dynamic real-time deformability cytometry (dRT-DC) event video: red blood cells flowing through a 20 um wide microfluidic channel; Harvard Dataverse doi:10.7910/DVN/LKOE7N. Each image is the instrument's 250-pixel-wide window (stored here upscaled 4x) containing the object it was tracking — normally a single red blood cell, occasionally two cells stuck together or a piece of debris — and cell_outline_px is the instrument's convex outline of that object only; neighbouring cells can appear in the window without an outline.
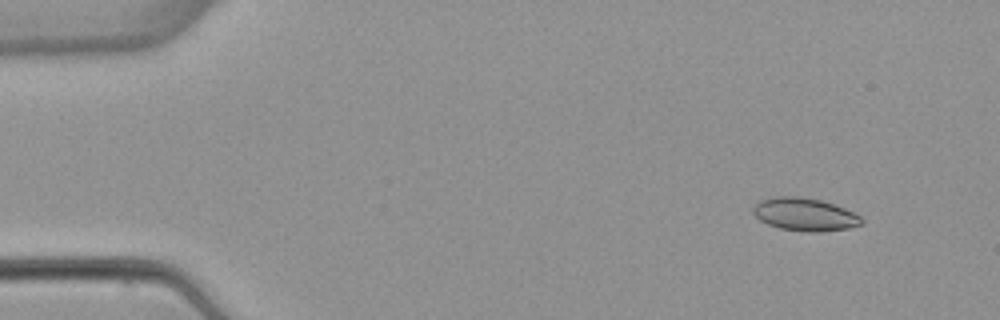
{"species": "common noctule bat (a hibernating species)", "species_latin": "Nyctalus noctula", "temperature_condition": "warm", "stored_images_in_passage": 6, "camera_frame_rate_fps": 3000, "um_per_image_px": 0.085, "animal": {"sex": "female", "body_mass_g": 22.7, "forearm_length_mm": 54.2}, "frame": {"image": 1, "passage_image": 1, "time_ms": 0.0, "image_size_px": [1000, 320], "cell_outline_px": [[864, 224], [848, 228], [820, 232], [804, 232], [780, 228], [768, 224], [760, 220], [752, 212], [752, 208], [760, 200], [776, 196], [800, 196], [820, 200], [844, 208], [860, 216], [864, 220]], "centroid_in_image_um": [68.4, 18.23], "position_along_channel_um": 16.6, "area_um2": 20.81}}
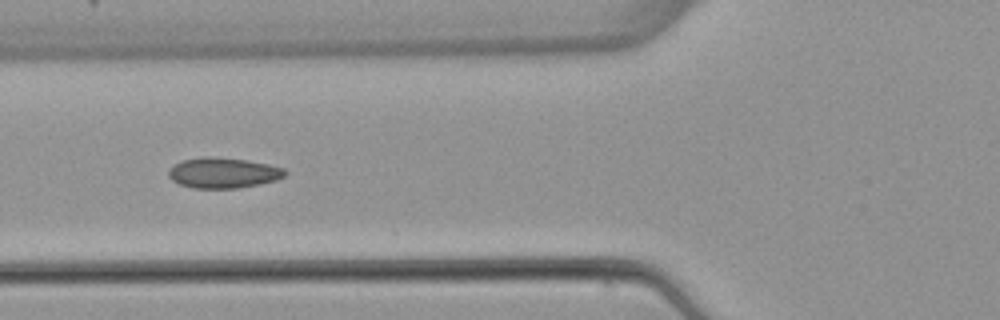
{"frame": {"image": 2, "passage_image": 5, "time_ms": 5.0, "image_size_px": [1000, 320], "cell_outline_px": [[288, 172], [284, 176], [276, 180], [260, 184], [236, 188], [192, 188], [180, 184], [172, 180], [168, 176], [168, 168], [184, 160], [204, 156], [208, 156], [248, 160], [268, 164], [284, 168]], "centroid_in_image_um": [18.98, 14.69], "position_along_channel_um": 106.8, "area_um2": 20.69}}
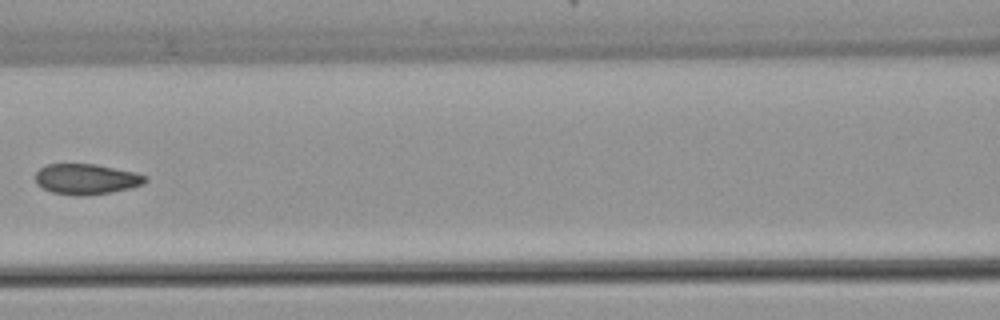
{"frame": {"image": 3, "passage_image": 6, "time_ms": 6.333, "image_size_px": [1000, 320], "cell_outline_px": [[148, 180], [144, 184], [112, 192], [88, 196], [76, 196], [52, 192], [36, 184], [36, 172], [40, 168], [48, 164], [96, 164], [136, 172], [148, 176]], "centroid_in_image_um": [7.37, 15.23], "position_along_channel_um": 159.2, "area_um2": 19.71}}